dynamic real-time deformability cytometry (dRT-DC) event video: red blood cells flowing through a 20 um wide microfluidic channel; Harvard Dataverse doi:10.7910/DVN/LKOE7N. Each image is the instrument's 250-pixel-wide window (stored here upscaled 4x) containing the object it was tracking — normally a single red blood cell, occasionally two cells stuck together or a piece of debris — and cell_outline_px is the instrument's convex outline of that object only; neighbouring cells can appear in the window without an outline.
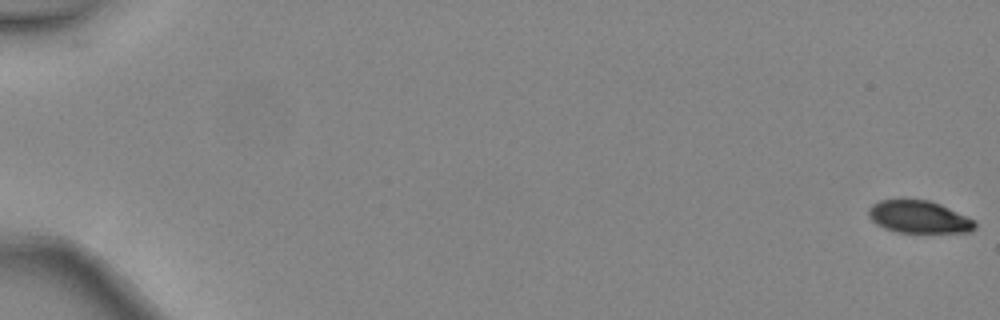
{"species": "common noctule bat (a hibernating species)", "species_latin": "Nyctalus noctula", "temperature_condition": "warm", "stored_images_in_passage": 5, "camera_frame_rate_fps": 3000, "um_per_image_px": 0.085, "animal": {"sex": "female", "body_mass_g": 24.6, "forearm_length_mm": 56.2}, "frame": {"image": 1, "passage_image": 1, "time_ms": 0.0, "image_size_px": [1000, 320], "cell_outline_px": [[976, 228], [968, 232], [896, 232], [884, 228], [876, 224], [868, 216], [868, 208], [872, 204], [880, 200], [904, 196], [928, 200], [940, 204], [972, 220], [976, 224]], "centroid_in_image_um": [78.0, 18.39], "position_along_channel_um": 7.0, "area_um2": 20.46}}
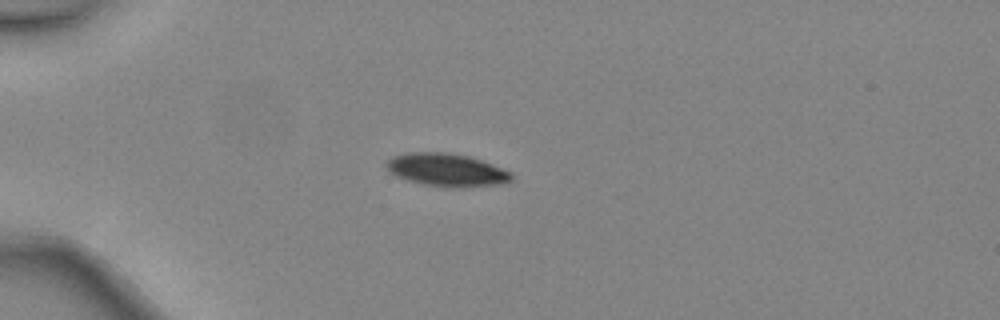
{"frame": {"image": 2, "passage_image": 4, "time_ms": 1.0, "image_size_px": [1000, 320], "cell_outline_px": [[512, 180], [500, 184], [460, 188], [424, 184], [408, 180], [396, 176], [388, 172], [384, 164], [392, 156], [408, 152], [448, 152], [468, 156], [492, 164], [512, 172]], "centroid_in_image_um": [37.94, 14.43], "position_along_channel_um": 47.1, "area_um2": 24.04}}